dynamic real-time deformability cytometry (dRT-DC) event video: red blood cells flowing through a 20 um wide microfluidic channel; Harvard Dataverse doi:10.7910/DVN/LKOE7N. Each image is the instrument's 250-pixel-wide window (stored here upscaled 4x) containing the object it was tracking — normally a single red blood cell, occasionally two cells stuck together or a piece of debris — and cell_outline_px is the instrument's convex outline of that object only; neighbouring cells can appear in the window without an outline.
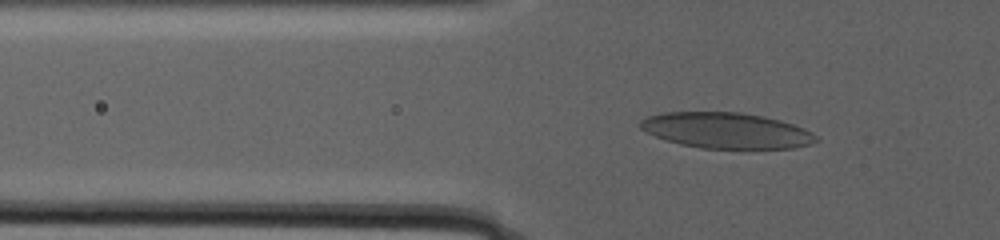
{"species": "human", "species_latin": "Homo sapiens", "temperature_condition": "warm", "stored_images_in_passage": 73, "camera_frame_rate_fps": 3000, "um_per_image_px": 0.085, "donor": {"sex": "male"}, "frame": {"image": 1, "passage_image": 24, "time_ms": 12.333, "image_size_px": [1000, 240], "cell_outline_px": [[820, 140], [812, 144], [792, 148], [700, 148], [680, 144], [656, 136], [640, 128], [636, 124], [640, 120], [648, 116], [664, 112], [740, 112], [764, 116], [780, 120], [792, 124], [812, 132]], "centroid_in_image_um": [61.73, 11.08], "position_along_channel_um": 64.1, "area_um2": 36.59}}
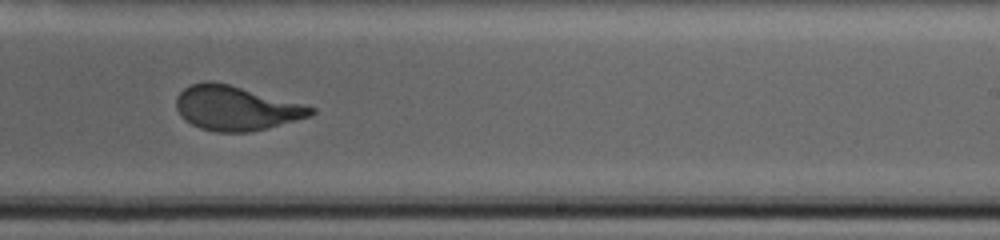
{"frame": {"image": 2, "passage_image": 51, "time_ms": 22.0, "image_size_px": [1000, 240], "cell_outline_px": [[316, 112], [312, 116], [268, 128], [252, 132], [216, 132], [200, 128], [184, 120], [180, 116], [176, 108], [176, 96], [184, 88], [192, 84], [204, 80], [212, 80], [228, 84], [316, 108]], "centroid_in_image_um": [20.03, 9.2], "position_along_channel_um": 269.0, "area_um2": 34.91}}
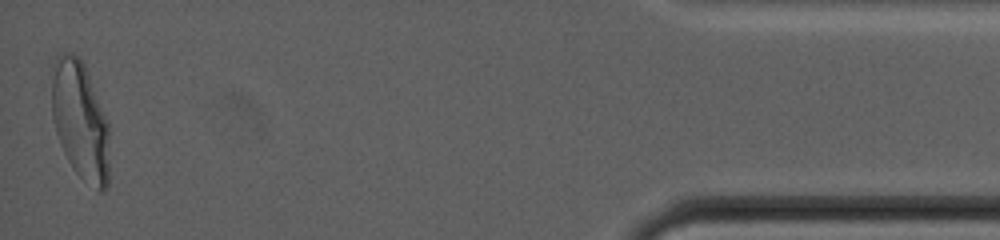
{"frame": {"image": 3, "passage_image": 73, "time_ms": 32.0, "image_size_px": [1000, 240], "cell_outline_px": [[108, 184], [100, 192], [80, 176], [72, 168], [60, 144], [56, 132], [52, 116], [52, 64], [56, 56], [64, 52], [72, 52], [80, 56], [84, 64], [108, 124]], "centroid_in_image_um": [6.79, 10.2], "position_along_channel_um": 428.4, "area_um2": 39.48}}